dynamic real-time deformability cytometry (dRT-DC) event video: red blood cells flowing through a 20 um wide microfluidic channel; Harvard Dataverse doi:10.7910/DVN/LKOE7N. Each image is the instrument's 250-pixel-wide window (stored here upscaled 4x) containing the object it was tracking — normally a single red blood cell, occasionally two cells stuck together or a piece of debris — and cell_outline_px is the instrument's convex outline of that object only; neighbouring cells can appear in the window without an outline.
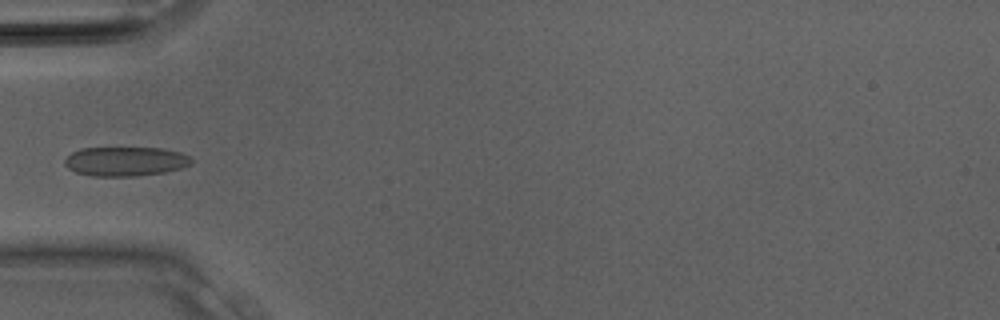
{"species": "Egyptian fruit bat (a non-hibernating species)", "species_latin": "Rousettus aegyptiacus", "temperature_condition": "room temperature", "stored_images_in_passage": 13, "camera_frame_rate_fps": 3000, "um_per_image_px": 0.085, "animal": {"sex": "male"}, "frame": {"image": 1, "passage_image": 10, "time_ms": 3.0, "image_size_px": [1000, 320], "cell_outline_px": [[192, 164], [180, 168], [164, 172], [140, 176], [92, 176], [76, 172], [68, 168], [64, 164], [64, 160], [72, 152], [80, 148], [164, 148], [180, 152], [188, 156], [192, 160]], "centroid_in_image_um": [10.66, 13.72], "position_along_channel_um": 74.3, "area_um2": 21.68}}
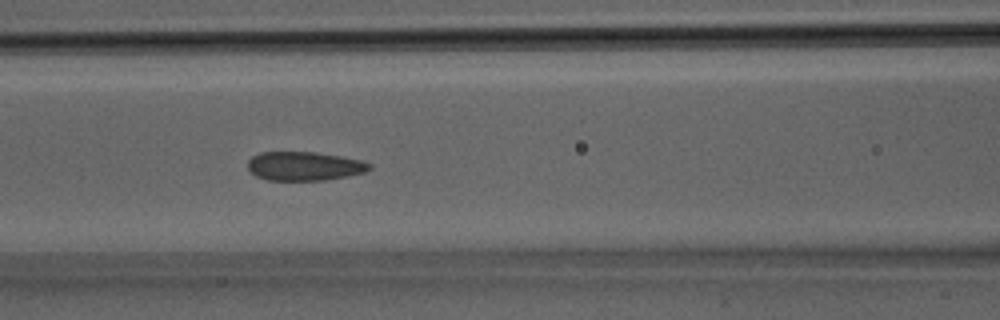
{"frame": {"image": 2, "passage_image": 13, "time_ms": 4.0, "image_size_px": [1000, 320], "cell_outline_px": [[372, 168], [364, 172], [348, 176], [324, 180], [268, 180], [256, 176], [248, 168], [248, 160], [252, 156], [260, 152], [316, 152], [340, 156], [360, 160], [372, 164]], "centroid_in_image_um": [25.87, 14.11], "position_along_channel_um": 140.7, "area_um2": 20.46}}